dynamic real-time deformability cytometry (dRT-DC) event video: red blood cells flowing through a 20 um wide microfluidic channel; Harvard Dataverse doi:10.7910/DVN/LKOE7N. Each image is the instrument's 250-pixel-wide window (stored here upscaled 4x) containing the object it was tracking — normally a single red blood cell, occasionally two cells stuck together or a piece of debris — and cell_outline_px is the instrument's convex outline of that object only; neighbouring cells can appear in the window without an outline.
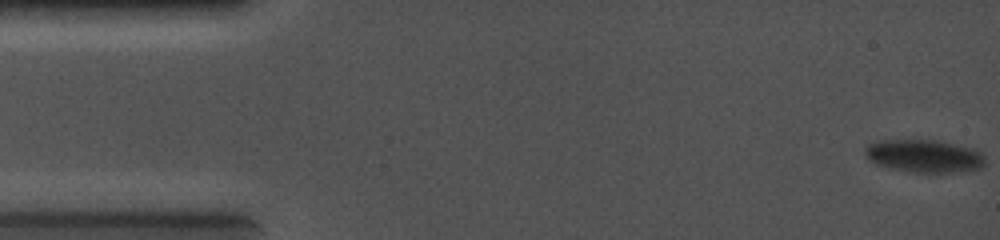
{"species": "common noctule bat (a hibernating species)", "species_latin": "Nyctalus noctula", "temperature_condition": "cold", "stored_images_in_passage": 18, "camera_frame_rate_fps": 5000, "um_per_image_px": 0.085, "animal": {"sex": "female", "body_mass_g": 19.0, "forearm_length_mm": 56.7}, "frame": {"image": 1, "passage_image": 1, "time_ms": 0.0, "image_size_px": [1000, 240], "cell_outline_px": [[984, 164], [980, 168], [960, 172], [912, 172], [892, 168], [876, 164], [868, 160], [864, 152], [864, 148], [868, 144], [880, 140], [936, 140], [972, 148], [980, 152], [984, 156]], "centroid_in_image_um": [78.53, 13.26], "position_along_channel_um": 6.5, "area_um2": 22.89}}
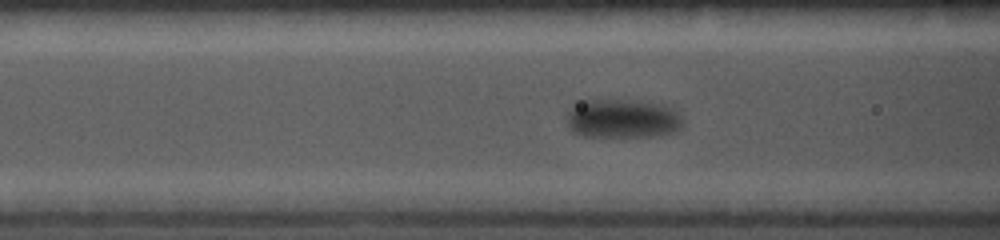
{"frame": {"image": 2, "passage_image": 14, "time_ms": 5.8, "image_size_px": [1000, 240], "cell_outline_px": [[684, 124], [680, 128], [672, 132], [652, 136], [584, 136], [572, 132], [568, 128], [568, 112], [572, 104], [580, 100], [636, 100], [664, 104], [672, 108], [680, 116]], "centroid_in_image_um": [52.88, 10.06], "position_along_channel_um": 113.7, "area_um2": 26.53}}
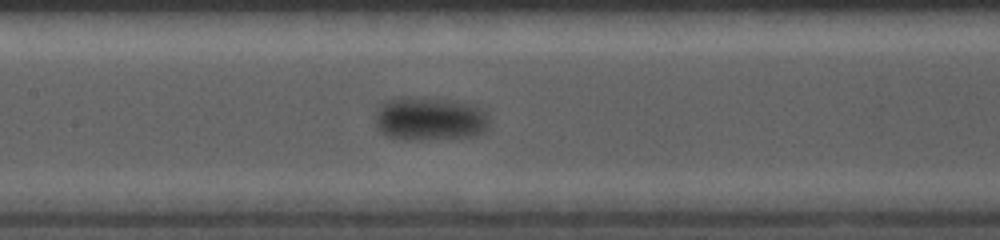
{"frame": {"image": 3, "passage_image": 18, "time_ms": 7.2, "image_size_px": [1000, 240], "cell_outline_px": [[488, 128], [484, 132], [476, 136], [420, 140], [404, 140], [388, 136], [380, 132], [376, 128], [376, 108], [380, 104], [388, 100], [400, 96], [424, 96], [464, 100], [476, 104], [484, 108], [488, 112]], "centroid_in_image_um": [36.57, 10.05], "position_along_channel_um": 170.8, "area_um2": 30.4}}